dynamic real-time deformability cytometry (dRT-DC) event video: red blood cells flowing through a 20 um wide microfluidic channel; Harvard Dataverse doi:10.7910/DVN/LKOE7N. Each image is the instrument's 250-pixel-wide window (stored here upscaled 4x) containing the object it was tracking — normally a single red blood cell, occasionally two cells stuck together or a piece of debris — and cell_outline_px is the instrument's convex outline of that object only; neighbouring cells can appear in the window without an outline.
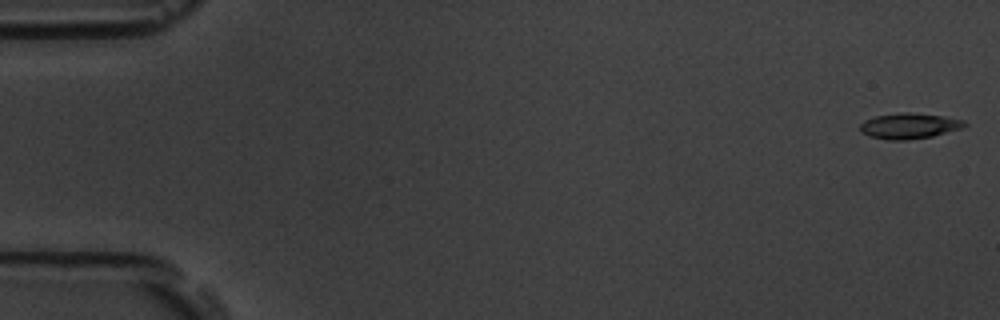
{"species": "common noctule bat (a hibernating species)", "species_latin": "Nyctalus noctula", "temperature_condition": "room temperature", "stored_images_in_passage": 9, "camera_frame_rate_fps": 3000, "um_per_image_px": 0.085, "animal": {"sex": "male", "body_mass_g": 19.5, "forearm_length_mm": 54.6}, "frame": {"image": 1, "passage_image": 1, "time_ms": 0.0, "image_size_px": [1000, 320], "cell_outline_px": [[968, 124], [960, 128], [932, 136], [908, 140], [888, 140], [872, 136], [860, 132], [860, 124], [864, 120], [876, 116], [900, 112], [908, 112], [944, 116], [964, 120]], "centroid_in_image_um": [77.27, 10.69], "position_along_channel_um": 7.7, "area_um2": 15.49}}